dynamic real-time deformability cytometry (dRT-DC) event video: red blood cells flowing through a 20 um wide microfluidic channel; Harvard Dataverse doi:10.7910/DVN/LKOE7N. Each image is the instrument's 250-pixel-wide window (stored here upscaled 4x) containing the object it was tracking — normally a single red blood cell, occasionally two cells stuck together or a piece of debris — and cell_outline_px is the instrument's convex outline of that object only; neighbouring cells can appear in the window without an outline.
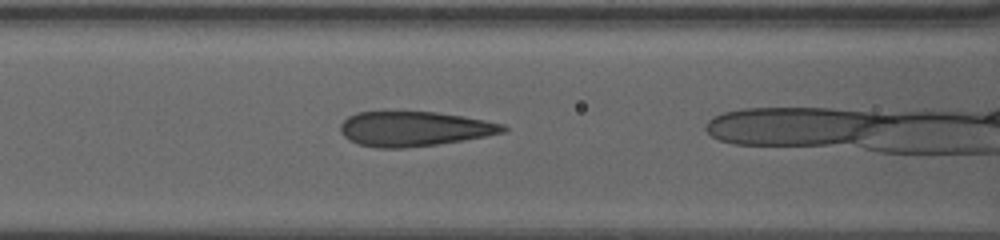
{"species": "human", "species_latin": "Homo sapiens", "temperature_condition": "warm", "stored_images_in_passage": 18, "camera_frame_rate_fps": 3000, "um_per_image_px": 0.085, "donor": {"sex": "female"}, "frame": {"image": 1, "passage_image": 5, "time_ms": 1.0, "image_size_px": [1000, 240], "cell_outline_px": [[508, 128], [504, 132], [484, 136], [436, 144], [404, 148], [376, 148], [360, 144], [344, 136], [340, 132], [340, 124], [348, 116], [356, 112], [436, 112], [484, 120], [504, 124]], "centroid_in_image_um": [35.17, 10.94], "position_along_channel_um": 131.4, "area_um2": 32.54}}
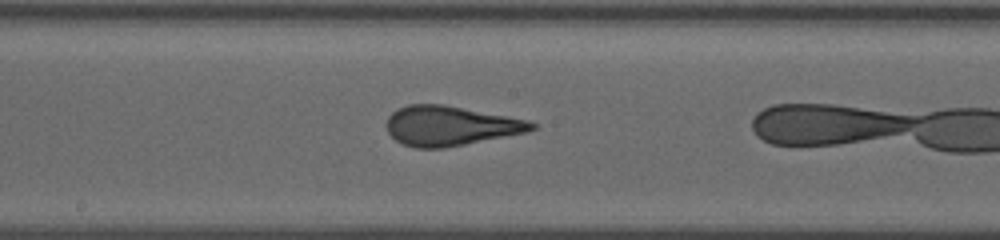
{"frame": {"image": 2, "passage_image": 9, "time_ms": 3.333, "image_size_px": [1000, 240], "cell_outline_px": [[536, 128], [528, 132], [444, 148], [416, 148], [404, 144], [396, 140], [388, 132], [384, 124], [388, 116], [392, 112], [408, 104], [444, 104], [528, 120], [536, 124]], "centroid_in_image_um": [38.25, 10.69], "position_along_channel_um": 209.9, "area_um2": 33.52}}
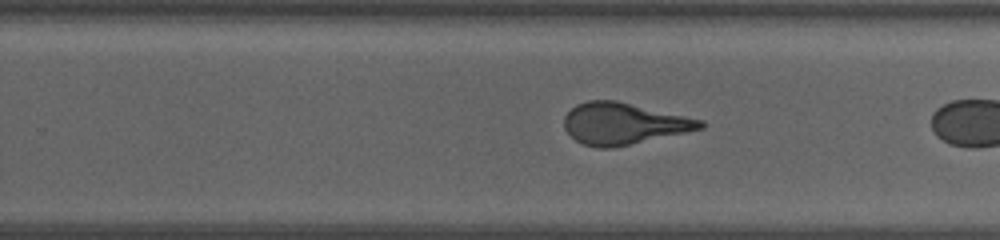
{"frame": {"image": 3, "passage_image": 15, "time_ms": 5.333, "image_size_px": [1000, 240], "cell_outline_px": [[704, 128], [612, 148], [596, 148], [584, 144], [576, 140], [564, 128], [564, 116], [576, 104], [588, 100], [616, 100], [704, 120]], "centroid_in_image_um": [52.99, 10.5], "position_along_channel_um": 276.8, "area_um2": 32.77}}